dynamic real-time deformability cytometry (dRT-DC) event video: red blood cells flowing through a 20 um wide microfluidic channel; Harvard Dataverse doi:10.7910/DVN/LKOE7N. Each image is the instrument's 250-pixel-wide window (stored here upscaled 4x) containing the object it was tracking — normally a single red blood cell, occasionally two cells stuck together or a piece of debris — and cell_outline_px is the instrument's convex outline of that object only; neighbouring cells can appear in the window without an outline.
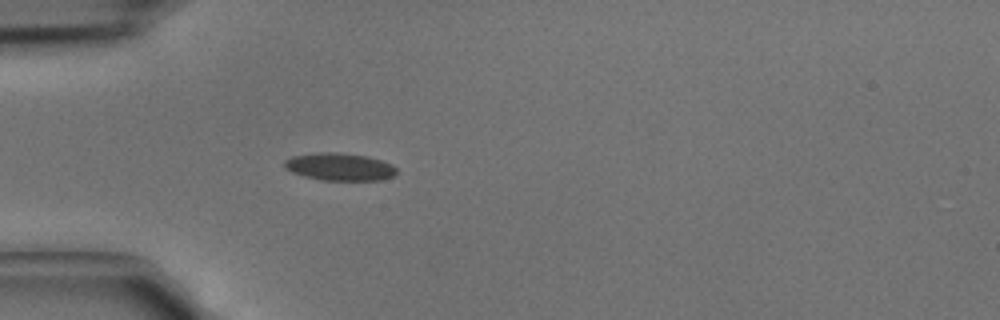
{"species": "common noctule bat (a hibernating species)", "species_latin": "Nyctalus noctula", "temperature_condition": "cold", "stored_images_in_passage": 31, "camera_frame_rate_fps": 3000, "um_per_image_px": 0.085, "animal": {"sex": "male", "body_mass_g": 15.6}, "frame": {"image": 1, "passage_image": 1, "time_ms": 0.0, "image_size_px": [1000, 320], "cell_outline_px": [[396, 172], [392, 176], [380, 180], [320, 180], [304, 176], [292, 172], [284, 168], [284, 160], [292, 156], [320, 152], [336, 152], [368, 156], [392, 164], [396, 168]], "centroid_in_image_um": [28.84, 14.17], "position_along_channel_um": 56.2, "area_um2": 17.98}}
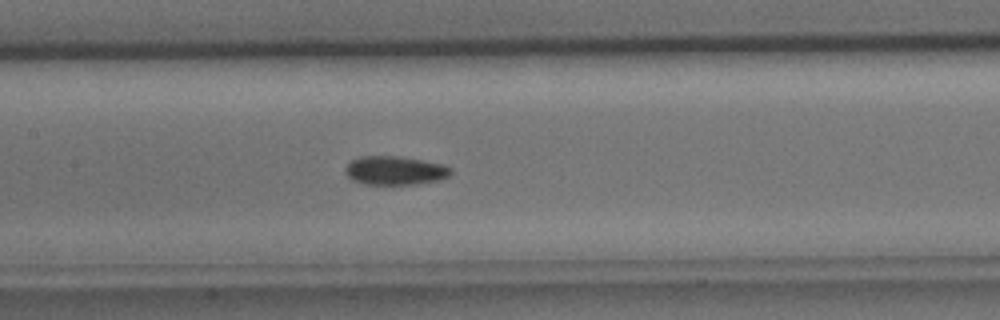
{"frame": {"image": 2, "passage_image": 9, "time_ms": 2.667, "image_size_px": [1000, 320], "cell_outline_px": [[452, 172], [448, 176], [436, 180], [412, 184], [364, 184], [352, 180], [344, 172], [344, 168], [352, 160], [360, 156], [400, 156], [444, 164], [452, 168]], "centroid_in_image_um": [33.55, 14.48], "position_along_channel_um": 173.9, "area_um2": 17.63}}
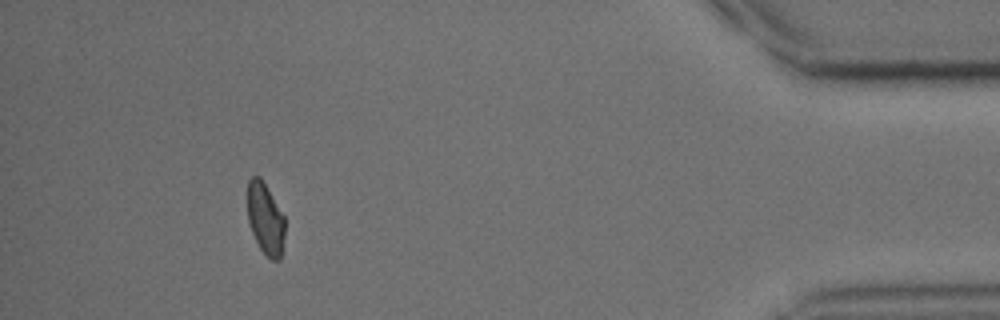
{"frame": {"image": 3, "passage_image": 28, "time_ms": 9.0, "image_size_px": [1000, 320], "cell_outline_px": [[284, 236], [280, 260], [272, 260], [260, 248], [252, 232], [248, 220], [248, 180], [252, 176], [260, 176], [284, 216]], "centroid_in_image_um": [22.55, 18.58], "position_along_channel_um": 412.6, "area_um2": 15.32}}